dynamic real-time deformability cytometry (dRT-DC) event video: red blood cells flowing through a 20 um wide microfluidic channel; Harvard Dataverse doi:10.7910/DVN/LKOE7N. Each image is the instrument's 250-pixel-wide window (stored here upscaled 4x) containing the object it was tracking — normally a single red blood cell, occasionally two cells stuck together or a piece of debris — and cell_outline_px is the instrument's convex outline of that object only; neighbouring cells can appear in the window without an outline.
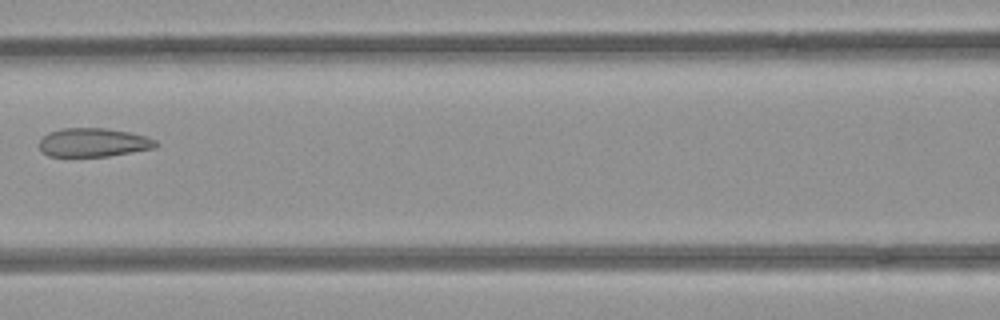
{"species": "common noctule bat (a hibernating species)", "species_latin": "Nyctalus noctula", "temperature_condition": "room temperature", "stored_images_in_passage": 4, "camera_frame_rate_fps": 3000, "um_per_image_px": 0.085, "animal": {"sex": "female", "body_mass_g": 21.9}, "frame": {"image": 1, "passage_image": 4, "time_ms": 1.0, "image_size_px": [1000, 320], "cell_outline_px": [[160, 144], [156, 148], [108, 156], [48, 156], [40, 152], [40, 140], [48, 132], [60, 128], [104, 128], [128, 132], [144, 136], [156, 140]], "centroid_in_image_um": [7.93, 12.11], "position_along_channel_um": 158.7, "area_um2": 19.54}}